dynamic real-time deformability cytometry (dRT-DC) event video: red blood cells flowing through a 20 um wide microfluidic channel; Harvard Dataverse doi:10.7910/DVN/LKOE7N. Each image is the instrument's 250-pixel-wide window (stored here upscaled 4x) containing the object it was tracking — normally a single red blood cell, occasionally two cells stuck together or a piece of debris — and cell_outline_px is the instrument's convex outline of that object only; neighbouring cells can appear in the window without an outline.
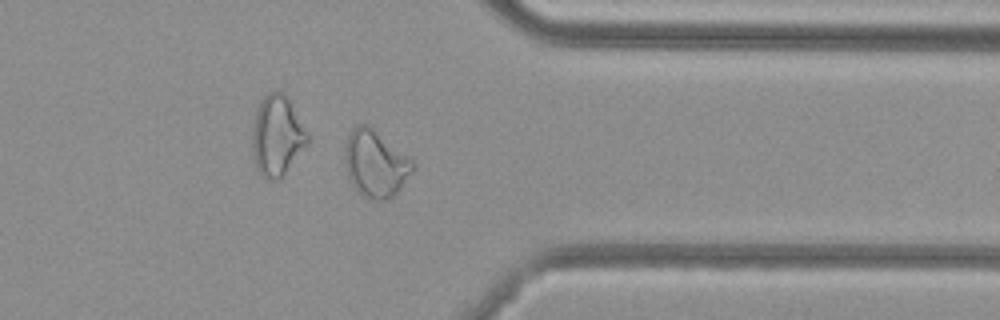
{"species": "common noctule bat (a hibernating species)", "species_latin": "Nyctalus noctula", "temperature_condition": "cold", "stored_images_in_passage": 35, "camera_frame_rate_fps": 3000, "um_per_image_px": 0.085, "animal": {"sex": "female", "body_mass_g": 29.2, "forearm_length_mm": 56.3}, "frame": {"image": 1, "passage_image": 30, "time_ms": 9.667, "image_size_px": [1000, 320], "cell_outline_px": [[416, 168], [400, 188], [392, 196], [384, 200], [372, 200], [364, 196], [352, 184], [348, 176], [344, 164], [344, 148], [348, 136], [352, 128], [360, 124], [368, 124], [412, 160], [416, 164]], "centroid_in_image_um": [31.9, 13.91], "position_along_channel_um": 379.5, "area_um2": 26.3}}